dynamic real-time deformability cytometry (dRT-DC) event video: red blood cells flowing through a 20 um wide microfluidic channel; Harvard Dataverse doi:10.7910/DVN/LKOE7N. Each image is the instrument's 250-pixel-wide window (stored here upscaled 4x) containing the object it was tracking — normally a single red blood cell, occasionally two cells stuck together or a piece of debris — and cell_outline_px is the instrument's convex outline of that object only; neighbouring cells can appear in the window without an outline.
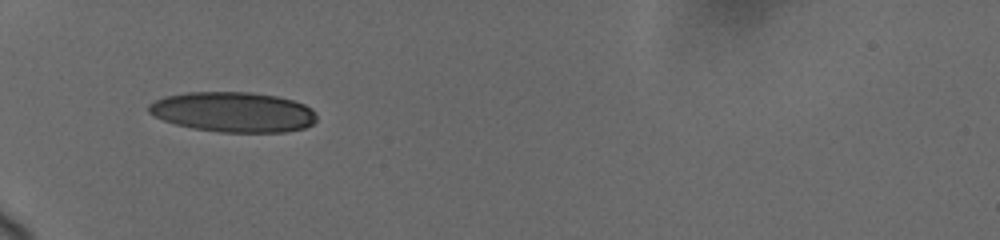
{"species": "human", "species_latin": "Homo sapiens", "temperature_condition": "cold", "stored_images_in_passage": 3, "camera_frame_rate_fps": 3000, "um_per_image_px": 0.085, "donor": {"sex": "female"}, "frame": {"image": 1, "passage_image": 1, "time_ms": 0.0, "image_size_px": [1000, 240], "cell_outline_px": [[316, 120], [312, 124], [304, 128], [284, 132], [220, 132], [192, 128], [176, 124], [164, 120], [148, 112], [148, 104], [164, 96], [188, 92], [252, 92], [276, 96], [292, 100], [304, 104], [312, 108], [316, 112]], "centroid_in_image_um": [19.84, 9.52], "position_along_channel_um": 65.2, "area_um2": 39.3}}